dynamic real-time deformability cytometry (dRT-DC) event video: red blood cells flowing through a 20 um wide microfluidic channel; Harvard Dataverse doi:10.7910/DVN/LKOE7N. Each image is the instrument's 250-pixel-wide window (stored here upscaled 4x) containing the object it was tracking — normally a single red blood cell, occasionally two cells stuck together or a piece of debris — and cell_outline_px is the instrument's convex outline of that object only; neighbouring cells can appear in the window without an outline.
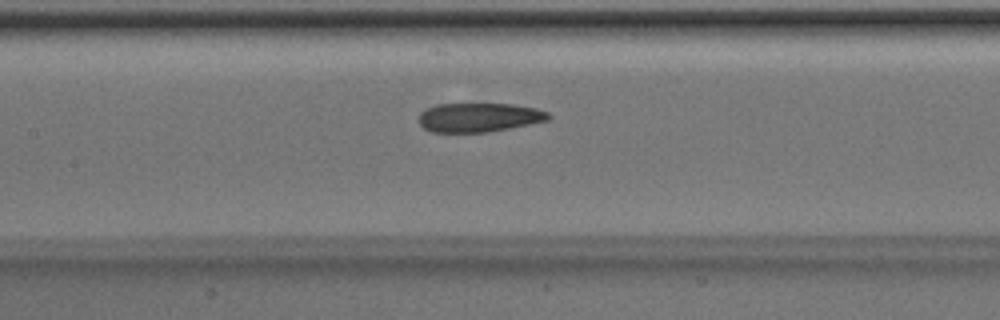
{"species": "Egyptian fruit bat (a non-hibernating species)", "species_latin": "Rousettus aegyptiacus", "temperature_condition": "room temperature", "stored_images_in_passage": 46, "camera_frame_rate_fps": 3000, "um_per_image_px": 0.085, "animal": {"sex": "male"}, "frame": {"image": 1, "passage_image": 24, "time_ms": 7.667, "image_size_px": [1000, 320], "cell_outline_px": [[552, 116], [548, 120], [488, 132], [432, 132], [424, 128], [416, 120], [420, 112], [436, 104], [512, 104], [536, 108], [548, 112]], "centroid_in_image_um": [40.68, 9.98], "position_along_channel_um": 166.7, "area_um2": 21.96}}
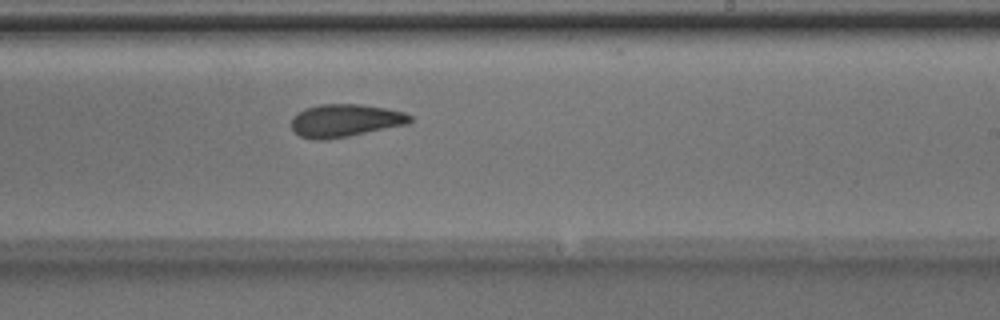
{"frame": {"image": 2, "passage_image": 31, "time_ms": 10.0, "image_size_px": [1000, 320], "cell_outline_px": [[412, 120], [408, 124], [348, 136], [324, 140], [312, 140], [300, 136], [292, 128], [292, 116], [296, 112], [304, 108], [320, 104], [360, 104], [384, 108], [404, 112], [412, 116]], "centroid_in_image_um": [29.31, 10.24], "position_along_channel_um": 259.7, "area_um2": 22.72}}
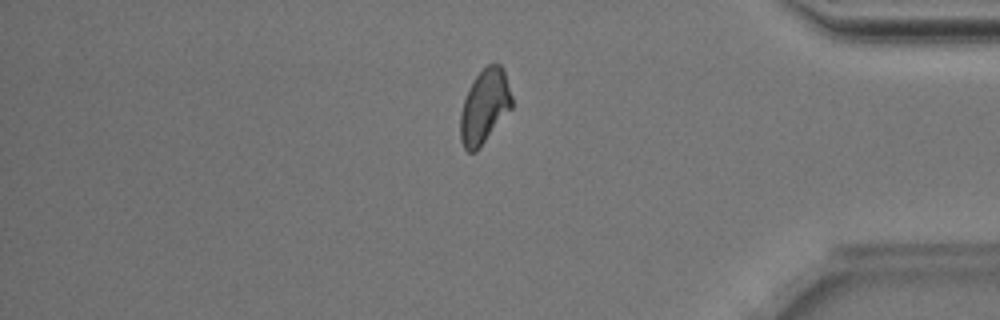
{"frame": {"image": 3, "passage_image": 43, "time_ms": 14.0, "image_size_px": [1000, 320], "cell_outline_px": [[512, 108], [476, 152], [468, 152], [464, 148], [460, 140], [460, 112], [464, 100], [476, 76], [488, 64], [500, 64], [504, 72], [512, 96]], "centroid_in_image_um": [41.18, 9.09], "position_along_channel_um": 394.0, "area_um2": 21.96}, "authors_computed_cell_mechanics": {"area_um2": 23.0044, "velocity_mm_per_s": 4.0027, "shape_relaxation_time_tau1_ms": 9.341, "shape_relaxation_time_tau2_ms": 2.4201, "deformation_change_tau1": 0.1887, "deformation_change_tau2": 0.0842}}